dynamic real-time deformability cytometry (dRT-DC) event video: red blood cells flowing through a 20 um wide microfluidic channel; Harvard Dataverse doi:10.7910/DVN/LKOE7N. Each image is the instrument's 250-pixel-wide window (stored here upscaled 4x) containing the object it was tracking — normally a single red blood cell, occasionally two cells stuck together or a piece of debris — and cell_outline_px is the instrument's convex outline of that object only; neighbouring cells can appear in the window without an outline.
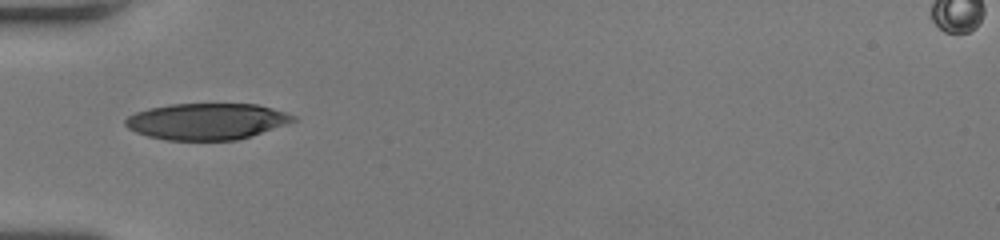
{"species": "human", "species_latin": "Homo sapiens", "temperature_condition": "room temperature", "stored_images_in_passage": 31, "camera_frame_rate_fps": 3000, "um_per_image_px": 0.085, "donor": {"sex": "female"}, "frame": {"image": 1, "passage_image": 1, "time_ms": 0.0, "image_size_px": [1000, 240], "cell_outline_px": [[296, 120], [288, 124], [236, 140], [164, 140], [148, 136], [136, 132], [128, 128], [124, 124], [124, 120], [128, 116], [136, 112], [148, 108], [168, 104], [256, 104], [272, 108], [296, 116]], "centroid_in_image_um": [17.55, 10.31], "position_along_channel_um": 67.5, "area_um2": 35.55}}
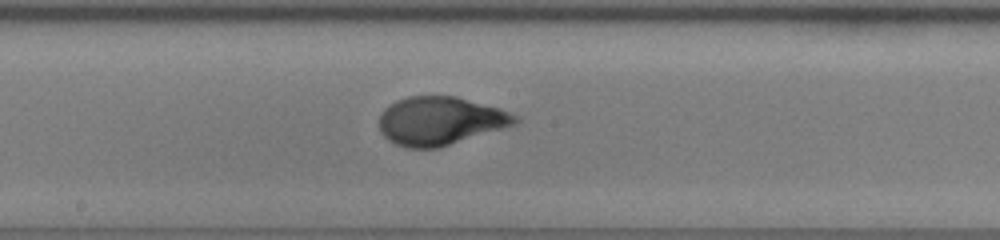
{"frame": {"image": 2, "passage_image": 12, "time_ms": 3.667, "image_size_px": [1000, 240], "cell_outline_px": [[520, 120], [516, 124], [436, 148], [408, 148], [396, 144], [388, 140], [380, 132], [380, 112], [388, 104], [396, 100], [408, 96], [456, 96], [500, 108], [516, 116]], "centroid_in_image_um": [37.37, 10.26], "position_along_channel_um": 210.8, "area_um2": 38.09}}
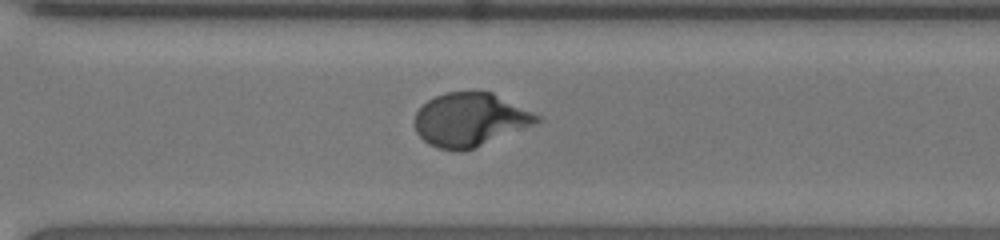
{"frame": {"image": 3, "passage_image": 21, "time_ms": 6.667, "image_size_px": [1000, 240], "cell_outline_px": [[544, 120], [536, 124], [464, 152], [456, 152], [436, 148], [428, 144], [416, 132], [416, 112], [428, 100], [444, 92], [492, 92], [540, 116]], "centroid_in_image_um": [39.96, 10.2], "position_along_channel_um": 330.6, "area_um2": 38.03}, "authors_computed_cell_mechanics": {"area_um2": 38.2058, "velocity_mm_per_s": 3.986, "shape_relaxation_time_tau1_ms": 4.513, "shape_relaxation_time_tau2_ms": null, "deformation_change_tau1": 0.2366, "deformation_change_tau2": null}}